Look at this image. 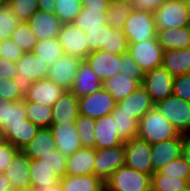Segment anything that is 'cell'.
Masks as SVG:
<instances>
[{
  "instance_id": "6da1fadb",
  "label": "cell",
  "mask_w": 190,
  "mask_h": 191,
  "mask_svg": "<svg viewBox=\"0 0 190 191\" xmlns=\"http://www.w3.org/2000/svg\"><path fill=\"white\" fill-rule=\"evenodd\" d=\"M178 130L155 108L149 110L138 123V138L150 145L176 138Z\"/></svg>"
},
{
  "instance_id": "7a4b0ae2",
  "label": "cell",
  "mask_w": 190,
  "mask_h": 191,
  "mask_svg": "<svg viewBox=\"0 0 190 191\" xmlns=\"http://www.w3.org/2000/svg\"><path fill=\"white\" fill-rule=\"evenodd\" d=\"M16 65L17 74L13 80L23 96L27 94L33 82L47 78L49 65L32 52H25Z\"/></svg>"
},
{
  "instance_id": "3957f363",
  "label": "cell",
  "mask_w": 190,
  "mask_h": 191,
  "mask_svg": "<svg viewBox=\"0 0 190 191\" xmlns=\"http://www.w3.org/2000/svg\"><path fill=\"white\" fill-rule=\"evenodd\" d=\"M104 184L109 191H151V175L123 165Z\"/></svg>"
},
{
  "instance_id": "277c9868",
  "label": "cell",
  "mask_w": 190,
  "mask_h": 191,
  "mask_svg": "<svg viewBox=\"0 0 190 191\" xmlns=\"http://www.w3.org/2000/svg\"><path fill=\"white\" fill-rule=\"evenodd\" d=\"M122 30L129 43L143 42L156 38L157 29L154 14L132 9Z\"/></svg>"
},
{
  "instance_id": "5b68a950",
  "label": "cell",
  "mask_w": 190,
  "mask_h": 191,
  "mask_svg": "<svg viewBox=\"0 0 190 191\" xmlns=\"http://www.w3.org/2000/svg\"><path fill=\"white\" fill-rule=\"evenodd\" d=\"M153 14L156 29L181 28L190 23V9L186 0H167Z\"/></svg>"
},
{
  "instance_id": "8992f818",
  "label": "cell",
  "mask_w": 190,
  "mask_h": 191,
  "mask_svg": "<svg viewBox=\"0 0 190 191\" xmlns=\"http://www.w3.org/2000/svg\"><path fill=\"white\" fill-rule=\"evenodd\" d=\"M155 108L180 134L190 133V101L183 100L172 94L157 102Z\"/></svg>"
},
{
  "instance_id": "52a82bcc",
  "label": "cell",
  "mask_w": 190,
  "mask_h": 191,
  "mask_svg": "<svg viewBox=\"0 0 190 191\" xmlns=\"http://www.w3.org/2000/svg\"><path fill=\"white\" fill-rule=\"evenodd\" d=\"M127 53L146 73L161 66L164 50L157 38H153L143 42L129 43Z\"/></svg>"
},
{
  "instance_id": "ba28073f",
  "label": "cell",
  "mask_w": 190,
  "mask_h": 191,
  "mask_svg": "<svg viewBox=\"0 0 190 191\" xmlns=\"http://www.w3.org/2000/svg\"><path fill=\"white\" fill-rule=\"evenodd\" d=\"M124 165L149 175L154 173L151 162V145L138 137L124 141Z\"/></svg>"
},
{
  "instance_id": "9c48e42d",
  "label": "cell",
  "mask_w": 190,
  "mask_h": 191,
  "mask_svg": "<svg viewBox=\"0 0 190 191\" xmlns=\"http://www.w3.org/2000/svg\"><path fill=\"white\" fill-rule=\"evenodd\" d=\"M116 105L115 98L102 87L99 91L79 97V114L97 119L111 114Z\"/></svg>"
},
{
  "instance_id": "30bf717a",
  "label": "cell",
  "mask_w": 190,
  "mask_h": 191,
  "mask_svg": "<svg viewBox=\"0 0 190 191\" xmlns=\"http://www.w3.org/2000/svg\"><path fill=\"white\" fill-rule=\"evenodd\" d=\"M174 77L162 66L145 73L142 87L150 95L151 101L157 102L173 93Z\"/></svg>"
},
{
  "instance_id": "8fae6325",
  "label": "cell",
  "mask_w": 190,
  "mask_h": 191,
  "mask_svg": "<svg viewBox=\"0 0 190 191\" xmlns=\"http://www.w3.org/2000/svg\"><path fill=\"white\" fill-rule=\"evenodd\" d=\"M125 163L124 145L96 149L94 175L105 182L112 173Z\"/></svg>"
},
{
  "instance_id": "7c38bea8",
  "label": "cell",
  "mask_w": 190,
  "mask_h": 191,
  "mask_svg": "<svg viewBox=\"0 0 190 191\" xmlns=\"http://www.w3.org/2000/svg\"><path fill=\"white\" fill-rule=\"evenodd\" d=\"M57 39L64 53L85 60L88 56L86 34L73 23H64L61 26Z\"/></svg>"
},
{
  "instance_id": "4fadbf2b",
  "label": "cell",
  "mask_w": 190,
  "mask_h": 191,
  "mask_svg": "<svg viewBox=\"0 0 190 191\" xmlns=\"http://www.w3.org/2000/svg\"><path fill=\"white\" fill-rule=\"evenodd\" d=\"M82 61L78 57L64 54L49 67L47 79L61 86L64 90H71Z\"/></svg>"
},
{
  "instance_id": "5bb4252c",
  "label": "cell",
  "mask_w": 190,
  "mask_h": 191,
  "mask_svg": "<svg viewBox=\"0 0 190 191\" xmlns=\"http://www.w3.org/2000/svg\"><path fill=\"white\" fill-rule=\"evenodd\" d=\"M85 61L102 83L117 75L122 65L120 63V55L112 54L104 50L91 52Z\"/></svg>"
},
{
  "instance_id": "9a60e30c",
  "label": "cell",
  "mask_w": 190,
  "mask_h": 191,
  "mask_svg": "<svg viewBox=\"0 0 190 191\" xmlns=\"http://www.w3.org/2000/svg\"><path fill=\"white\" fill-rule=\"evenodd\" d=\"M183 134L151 145V162L154 172L172 160L182 156Z\"/></svg>"
},
{
  "instance_id": "2e32d148",
  "label": "cell",
  "mask_w": 190,
  "mask_h": 191,
  "mask_svg": "<svg viewBox=\"0 0 190 191\" xmlns=\"http://www.w3.org/2000/svg\"><path fill=\"white\" fill-rule=\"evenodd\" d=\"M29 168L30 159L19 150L4 172L5 177L10 179L14 191H31Z\"/></svg>"
},
{
  "instance_id": "e0dca14e",
  "label": "cell",
  "mask_w": 190,
  "mask_h": 191,
  "mask_svg": "<svg viewBox=\"0 0 190 191\" xmlns=\"http://www.w3.org/2000/svg\"><path fill=\"white\" fill-rule=\"evenodd\" d=\"M154 106L155 104L151 101L150 95L140 85L132 94L118 102L115 108L120 113L132 115L139 122Z\"/></svg>"
},
{
  "instance_id": "ac0fdd59",
  "label": "cell",
  "mask_w": 190,
  "mask_h": 191,
  "mask_svg": "<svg viewBox=\"0 0 190 191\" xmlns=\"http://www.w3.org/2000/svg\"><path fill=\"white\" fill-rule=\"evenodd\" d=\"M49 128L54 136L56 149L64 155H71L83 147L75 123H56Z\"/></svg>"
},
{
  "instance_id": "d6986e66",
  "label": "cell",
  "mask_w": 190,
  "mask_h": 191,
  "mask_svg": "<svg viewBox=\"0 0 190 191\" xmlns=\"http://www.w3.org/2000/svg\"><path fill=\"white\" fill-rule=\"evenodd\" d=\"M27 22L38 41L57 38L63 24L54 13L40 9Z\"/></svg>"
},
{
  "instance_id": "ffe728a7",
  "label": "cell",
  "mask_w": 190,
  "mask_h": 191,
  "mask_svg": "<svg viewBox=\"0 0 190 191\" xmlns=\"http://www.w3.org/2000/svg\"><path fill=\"white\" fill-rule=\"evenodd\" d=\"M79 97L65 90L52 106V123H75L79 117Z\"/></svg>"
},
{
  "instance_id": "44dd1931",
  "label": "cell",
  "mask_w": 190,
  "mask_h": 191,
  "mask_svg": "<svg viewBox=\"0 0 190 191\" xmlns=\"http://www.w3.org/2000/svg\"><path fill=\"white\" fill-rule=\"evenodd\" d=\"M64 91L61 86L46 78L33 82L24 99L52 107Z\"/></svg>"
},
{
  "instance_id": "7402d4cb",
  "label": "cell",
  "mask_w": 190,
  "mask_h": 191,
  "mask_svg": "<svg viewBox=\"0 0 190 191\" xmlns=\"http://www.w3.org/2000/svg\"><path fill=\"white\" fill-rule=\"evenodd\" d=\"M95 149H104L123 144L118 135L112 115L95 119Z\"/></svg>"
},
{
  "instance_id": "603a6c76",
  "label": "cell",
  "mask_w": 190,
  "mask_h": 191,
  "mask_svg": "<svg viewBox=\"0 0 190 191\" xmlns=\"http://www.w3.org/2000/svg\"><path fill=\"white\" fill-rule=\"evenodd\" d=\"M96 149L82 147L67 156L66 175H94Z\"/></svg>"
},
{
  "instance_id": "cb8c5ba5",
  "label": "cell",
  "mask_w": 190,
  "mask_h": 191,
  "mask_svg": "<svg viewBox=\"0 0 190 191\" xmlns=\"http://www.w3.org/2000/svg\"><path fill=\"white\" fill-rule=\"evenodd\" d=\"M103 87L102 82L94 73L91 67L83 60L77 71L73 87V92L77 97H83L90 93L99 91Z\"/></svg>"
},
{
  "instance_id": "d4e9b609",
  "label": "cell",
  "mask_w": 190,
  "mask_h": 191,
  "mask_svg": "<svg viewBox=\"0 0 190 191\" xmlns=\"http://www.w3.org/2000/svg\"><path fill=\"white\" fill-rule=\"evenodd\" d=\"M156 38L164 51L189 48L190 28L157 29Z\"/></svg>"
},
{
  "instance_id": "484cf974",
  "label": "cell",
  "mask_w": 190,
  "mask_h": 191,
  "mask_svg": "<svg viewBox=\"0 0 190 191\" xmlns=\"http://www.w3.org/2000/svg\"><path fill=\"white\" fill-rule=\"evenodd\" d=\"M53 150H56L54 136L51 129L47 127L39 128L36 135L21 151L32 160L39 159L41 155H46Z\"/></svg>"
},
{
  "instance_id": "4316f807",
  "label": "cell",
  "mask_w": 190,
  "mask_h": 191,
  "mask_svg": "<svg viewBox=\"0 0 190 191\" xmlns=\"http://www.w3.org/2000/svg\"><path fill=\"white\" fill-rule=\"evenodd\" d=\"M29 173L31 177V191L49 190L60 182V179L51 168L43 164L40 159L30 160Z\"/></svg>"
},
{
  "instance_id": "83f0119b",
  "label": "cell",
  "mask_w": 190,
  "mask_h": 191,
  "mask_svg": "<svg viewBox=\"0 0 190 191\" xmlns=\"http://www.w3.org/2000/svg\"><path fill=\"white\" fill-rule=\"evenodd\" d=\"M161 66L174 78L190 74V47L180 50L164 51Z\"/></svg>"
},
{
  "instance_id": "f1b7e54d",
  "label": "cell",
  "mask_w": 190,
  "mask_h": 191,
  "mask_svg": "<svg viewBox=\"0 0 190 191\" xmlns=\"http://www.w3.org/2000/svg\"><path fill=\"white\" fill-rule=\"evenodd\" d=\"M25 99L14 102L0 96V128L5 131L8 125L24 124L27 120Z\"/></svg>"
},
{
  "instance_id": "f546056e",
  "label": "cell",
  "mask_w": 190,
  "mask_h": 191,
  "mask_svg": "<svg viewBox=\"0 0 190 191\" xmlns=\"http://www.w3.org/2000/svg\"><path fill=\"white\" fill-rule=\"evenodd\" d=\"M39 127L30 120H24V124L8 125L4 131V138L13 147L22 150L36 135Z\"/></svg>"
},
{
  "instance_id": "4dcf8cb0",
  "label": "cell",
  "mask_w": 190,
  "mask_h": 191,
  "mask_svg": "<svg viewBox=\"0 0 190 191\" xmlns=\"http://www.w3.org/2000/svg\"><path fill=\"white\" fill-rule=\"evenodd\" d=\"M102 84L103 88L115 98L116 103L132 94L140 86L136 80L129 78L126 74H122L121 72Z\"/></svg>"
},
{
  "instance_id": "1f68e13d",
  "label": "cell",
  "mask_w": 190,
  "mask_h": 191,
  "mask_svg": "<svg viewBox=\"0 0 190 191\" xmlns=\"http://www.w3.org/2000/svg\"><path fill=\"white\" fill-rule=\"evenodd\" d=\"M64 191H97L104 182L95 175H66L60 179Z\"/></svg>"
},
{
  "instance_id": "d6a6232c",
  "label": "cell",
  "mask_w": 190,
  "mask_h": 191,
  "mask_svg": "<svg viewBox=\"0 0 190 191\" xmlns=\"http://www.w3.org/2000/svg\"><path fill=\"white\" fill-rule=\"evenodd\" d=\"M32 53L40 57L42 61H45L49 67L65 54L57 38L37 41Z\"/></svg>"
},
{
  "instance_id": "836d02e7",
  "label": "cell",
  "mask_w": 190,
  "mask_h": 191,
  "mask_svg": "<svg viewBox=\"0 0 190 191\" xmlns=\"http://www.w3.org/2000/svg\"><path fill=\"white\" fill-rule=\"evenodd\" d=\"M121 140L127 141L138 136V121L126 113H120L116 108L111 113Z\"/></svg>"
},
{
  "instance_id": "e575fe53",
  "label": "cell",
  "mask_w": 190,
  "mask_h": 191,
  "mask_svg": "<svg viewBox=\"0 0 190 191\" xmlns=\"http://www.w3.org/2000/svg\"><path fill=\"white\" fill-rule=\"evenodd\" d=\"M25 112L28 120L39 128H47L52 123V107L25 100Z\"/></svg>"
},
{
  "instance_id": "d590c367",
  "label": "cell",
  "mask_w": 190,
  "mask_h": 191,
  "mask_svg": "<svg viewBox=\"0 0 190 191\" xmlns=\"http://www.w3.org/2000/svg\"><path fill=\"white\" fill-rule=\"evenodd\" d=\"M190 189V181L161 175L157 171L151 175V191H180Z\"/></svg>"
},
{
  "instance_id": "8d00e7d4",
  "label": "cell",
  "mask_w": 190,
  "mask_h": 191,
  "mask_svg": "<svg viewBox=\"0 0 190 191\" xmlns=\"http://www.w3.org/2000/svg\"><path fill=\"white\" fill-rule=\"evenodd\" d=\"M10 39L14 41L24 52H32L38 41L28 22L18 23L12 32Z\"/></svg>"
},
{
  "instance_id": "74e56055",
  "label": "cell",
  "mask_w": 190,
  "mask_h": 191,
  "mask_svg": "<svg viewBox=\"0 0 190 191\" xmlns=\"http://www.w3.org/2000/svg\"><path fill=\"white\" fill-rule=\"evenodd\" d=\"M81 0H56L54 14L64 23H72L82 10Z\"/></svg>"
},
{
  "instance_id": "f35d334b",
  "label": "cell",
  "mask_w": 190,
  "mask_h": 191,
  "mask_svg": "<svg viewBox=\"0 0 190 191\" xmlns=\"http://www.w3.org/2000/svg\"><path fill=\"white\" fill-rule=\"evenodd\" d=\"M72 23L86 32L90 28L102 27V25L107 24L106 13L82 8Z\"/></svg>"
},
{
  "instance_id": "ab89813d",
  "label": "cell",
  "mask_w": 190,
  "mask_h": 191,
  "mask_svg": "<svg viewBox=\"0 0 190 191\" xmlns=\"http://www.w3.org/2000/svg\"><path fill=\"white\" fill-rule=\"evenodd\" d=\"M77 133L83 147L95 146V119L79 115L75 121Z\"/></svg>"
},
{
  "instance_id": "60d3db41",
  "label": "cell",
  "mask_w": 190,
  "mask_h": 191,
  "mask_svg": "<svg viewBox=\"0 0 190 191\" xmlns=\"http://www.w3.org/2000/svg\"><path fill=\"white\" fill-rule=\"evenodd\" d=\"M131 10L130 5L110 2L109 9L106 12L107 25L113 29L122 30Z\"/></svg>"
},
{
  "instance_id": "b9f144b4",
  "label": "cell",
  "mask_w": 190,
  "mask_h": 191,
  "mask_svg": "<svg viewBox=\"0 0 190 191\" xmlns=\"http://www.w3.org/2000/svg\"><path fill=\"white\" fill-rule=\"evenodd\" d=\"M21 22V19L4 3L0 7V41L10 39L12 32Z\"/></svg>"
},
{
  "instance_id": "7bdbcfd3",
  "label": "cell",
  "mask_w": 190,
  "mask_h": 191,
  "mask_svg": "<svg viewBox=\"0 0 190 191\" xmlns=\"http://www.w3.org/2000/svg\"><path fill=\"white\" fill-rule=\"evenodd\" d=\"M88 55L96 50L107 51V39H108V25L104 24L102 27L90 28L85 32Z\"/></svg>"
},
{
  "instance_id": "ee69618b",
  "label": "cell",
  "mask_w": 190,
  "mask_h": 191,
  "mask_svg": "<svg viewBox=\"0 0 190 191\" xmlns=\"http://www.w3.org/2000/svg\"><path fill=\"white\" fill-rule=\"evenodd\" d=\"M157 172L161 175L183 178L190 181V164L183 156L170 161L165 166H162L157 170Z\"/></svg>"
},
{
  "instance_id": "f6af8a7d",
  "label": "cell",
  "mask_w": 190,
  "mask_h": 191,
  "mask_svg": "<svg viewBox=\"0 0 190 191\" xmlns=\"http://www.w3.org/2000/svg\"><path fill=\"white\" fill-rule=\"evenodd\" d=\"M6 5L22 22H27L38 8V0H5Z\"/></svg>"
},
{
  "instance_id": "bcb514c9",
  "label": "cell",
  "mask_w": 190,
  "mask_h": 191,
  "mask_svg": "<svg viewBox=\"0 0 190 191\" xmlns=\"http://www.w3.org/2000/svg\"><path fill=\"white\" fill-rule=\"evenodd\" d=\"M39 159L43 164L49 166L59 179L66 176L67 155H64L61 151L53 150L46 155H41Z\"/></svg>"
},
{
  "instance_id": "7dc6e473",
  "label": "cell",
  "mask_w": 190,
  "mask_h": 191,
  "mask_svg": "<svg viewBox=\"0 0 190 191\" xmlns=\"http://www.w3.org/2000/svg\"><path fill=\"white\" fill-rule=\"evenodd\" d=\"M129 42L123 30H116L108 25L107 52L124 54L128 52Z\"/></svg>"
},
{
  "instance_id": "c3c4849f",
  "label": "cell",
  "mask_w": 190,
  "mask_h": 191,
  "mask_svg": "<svg viewBox=\"0 0 190 191\" xmlns=\"http://www.w3.org/2000/svg\"><path fill=\"white\" fill-rule=\"evenodd\" d=\"M120 63V72L142 85L145 73L128 53L120 55Z\"/></svg>"
},
{
  "instance_id": "681fc988",
  "label": "cell",
  "mask_w": 190,
  "mask_h": 191,
  "mask_svg": "<svg viewBox=\"0 0 190 191\" xmlns=\"http://www.w3.org/2000/svg\"><path fill=\"white\" fill-rule=\"evenodd\" d=\"M24 51L11 39L0 41V57L16 63Z\"/></svg>"
},
{
  "instance_id": "f907efd6",
  "label": "cell",
  "mask_w": 190,
  "mask_h": 191,
  "mask_svg": "<svg viewBox=\"0 0 190 191\" xmlns=\"http://www.w3.org/2000/svg\"><path fill=\"white\" fill-rule=\"evenodd\" d=\"M0 96L8 101H20L24 96L20 93L13 79L2 80L0 79Z\"/></svg>"
},
{
  "instance_id": "816d5d0a",
  "label": "cell",
  "mask_w": 190,
  "mask_h": 191,
  "mask_svg": "<svg viewBox=\"0 0 190 191\" xmlns=\"http://www.w3.org/2000/svg\"><path fill=\"white\" fill-rule=\"evenodd\" d=\"M172 94L183 100L190 101V74L174 78Z\"/></svg>"
},
{
  "instance_id": "f5cc1de1",
  "label": "cell",
  "mask_w": 190,
  "mask_h": 191,
  "mask_svg": "<svg viewBox=\"0 0 190 191\" xmlns=\"http://www.w3.org/2000/svg\"><path fill=\"white\" fill-rule=\"evenodd\" d=\"M19 150L9 142L0 144V173H4Z\"/></svg>"
},
{
  "instance_id": "db71d44e",
  "label": "cell",
  "mask_w": 190,
  "mask_h": 191,
  "mask_svg": "<svg viewBox=\"0 0 190 191\" xmlns=\"http://www.w3.org/2000/svg\"><path fill=\"white\" fill-rule=\"evenodd\" d=\"M167 0H133L132 9L154 13Z\"/></svg>"
},
{
  "instance_id": "11a10c76",
  "label": "cell",
  "mask_w": 190,
  "mask_h": 191,
  "mask_svg": "<svg viewBox=\"0 0 190 191\" xmlns=\"http://www.w3.org/2000/svg\"><path fill=\"white\" fill-rule=\"evenodd\" d=\"M17 65L3 57H0V79H13L17 74Z\"/></svg>"
},
{
  "instance_id": "9f6ffc18",
  "label": "cell",
  "mask_w": 190,
  "mask_h": 191,
  "mask_svg": "<svg viewBox=\"0 0 190 191\" xmlns=\"http://www.w3.org/2000/svg\"><path fill=\"white\" fill-rule=\"evenodd\" d=\"M110 0H81L83 9L106 13L109 9Z\"/></svg>"
},
{
  "instance_id": "6f0895ef",
  "label": "cell",
  "mask_w": 190,
  "mask_h": 191,
  "mask_svg": "<svg viewBox=\"0 0 190 191\" xmlns=\"http://www.w3.org/2000/svg\"><path fill=\"white\" fill-rule=\"evenodd\" d=\"M182 156L190 164V133L183 134Z\"/></svg>"
},
{
  "instance_id": "680465c9",
  "label": "cell",
  "mask_w": 190,
  "mask_h": 191,
  "mask_svg": "<svg viewBox=\"0 0 190 191\" xmlns=\"http://www.w3.org/2000/svg\"><path fill=\"white\" fill-rule=\"evenodd\" d=\"M56 0H38V8L48 13H54Z\"/></svg>"
},
{
  "instance_id": "91938a15",
  "label": "cell",
  "mask_w": 190,
  "mask_h": 191,
  "mask_svg": "<svg viewBox=\"0 0 190 191\" xmlns=\"http://www.w3.org/2000/svg\"><path fill=\"white\" fill-rule=\"evenodd\" d=\"M0 191H14L10 179L4 173H0Z\"/></svg>"
},
{
  "instance_id": "94428289",
  "label": "cell",
  "mask_w": 190,
  "mask_h": 191,
  "mask_svg": "<svg viewBox=\"0 0 190 191\" xmlns=\"http://www.w3.org/2000/svg\"><path fill=\"white\" fill-rule=\"evenodd\" d=\"M41 191H64L63 186L61 184V182H59L56 186L48 189H41Z\"/></svg>"
},
{
  "instance_id": "6125c7cd",
  "label": "cell",
  "mask_w": 190,
  "mask_h": 191,
  "mask_svg": "<svg viewBox=\"0 0 190 191\" xmlns=\"http://www.w3.org/2000/svg\"><path fill=\"white\" fill-rule=\"evenodd\" d=\"M111 2L127 4L130 5L131 7L133 5V0H111Z\"/></svg>"
},
{
  "instance_id": "be15d7a7",
  "label": "cell",
  "mask_w": 190,
  "mask_h": 191,
  "mask_svg": "<svg viewBox=\"0 0 190 191\" xmlns=\"http://www.w3.org/2000/svg\"><path fill=\"white\" fill-rule=\"evenodd\" d=\"M4 141H5L4 131L0 128V144H2Z\"/></svg>"
},
{
  "instance_id": "e7e4bbea",
  "label": "cell",
  "mask_w": 190,
  "mask_h": 191,
  "mask_svg": "<svg viewBox=\"0 0 190 191\" xmlns=\"http://www.w3.org/2000/svg\"><path fill=\"white\" fill-rule=\"evenodd\" d=\"M97 191H109L108 187L104 184L99 190Z\"/></svg>"
},
{
  "instance_id": "03108f58",
  "label": "cell",
  "mask_w": 190,
  "mask_h": 191,
  "mask_svg": "<svg viewBox=\"0 0 190 191\" xmlns=\"http://www.w3.org/2000/svg\"><path fill=\"white\" fill-rule=\"evenodd\" d=\"M5 3V0H0V7Z\"/></svg>"
},
{
  "instance_id": "003e7915",
  "label": "cell",
  "mask_w": 190,
  "mask_h": 191,
  "mask_svg": "<svg viewBox=\"0 0 190 191\" xmlns=\"http://www.w3.org/2000/svg\"><path fill=\"white\" fill-rule=\"evenodd\" d=\"M186 2H187V6H188L189 9H190V0H186Z\"/></svg>"
},
{
  "instance_id": "a7ac6f4b",
  "label": "cell",
  "mask_w": 190,
  "mask_h": 191,
  "mask_svg": "<svg viewBox=\"0 0 190 191\" xmlns=\"http://www.w3.org/2000/svg\"><path fill=\"white\" fill-rule=\"evenodd\" d=\"M180 191H190V189H182V190H180Z\"/></svg>"
}]
</instances>
